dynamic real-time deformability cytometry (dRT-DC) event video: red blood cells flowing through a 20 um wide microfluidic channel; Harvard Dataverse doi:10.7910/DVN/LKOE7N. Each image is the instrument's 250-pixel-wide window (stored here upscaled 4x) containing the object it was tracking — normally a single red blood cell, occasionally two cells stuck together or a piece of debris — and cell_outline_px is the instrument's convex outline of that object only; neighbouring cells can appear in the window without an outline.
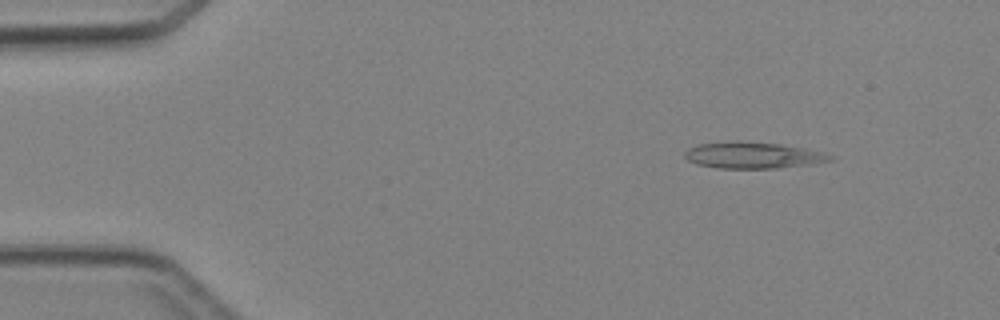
{"species": "Egyptian fruit bat (a non-hibernating species)", "species_latin": "Rousettus aegyptiacus", "temperature_condition": "cold", "stored_images_in_passage": 46, "camera_frame_rate_fps": 3000, "um_per_image_px": 0.085, "animal": {"sex": "female"}, "frame": {"image": 1, "passage_image": 6, "time_ms": 1.667, "image_size_px": [1000, 320], "cell_outline_px": [[836, 160], [808, 164], [776, 168], [720, 168], [696, 164], [688, 160], [684, 156], [684, 152], [688, 148], [696, 144], [728, 140], [740, 140], [780, 144], [804, 148], [824, 152], [836, 156]], "centroid_in_image_um": [63.99, 13.17], "position_along_channel_um": 21.0, "area_um2": 22.72}}
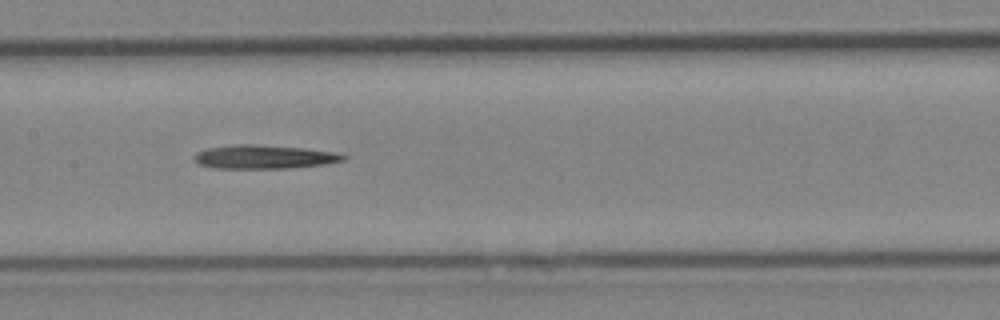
{"frame": {"image": 2, "passage_image": 23, "time_ms": 7.333, "image_size_px": [1000, 320], "cell_outline_px": [[348, 156], [344, 160], [328, 164], [288, 168], [212, 168], [200, 164], [196, 160], [196, 152], [208, 148], [236, 144], [256, 144], [304, 148], [336, 152]], "centroid_in_image_um": [22.51, 13.33], "position_along_channel_um": 184.9, "area_um2": 20.58}}
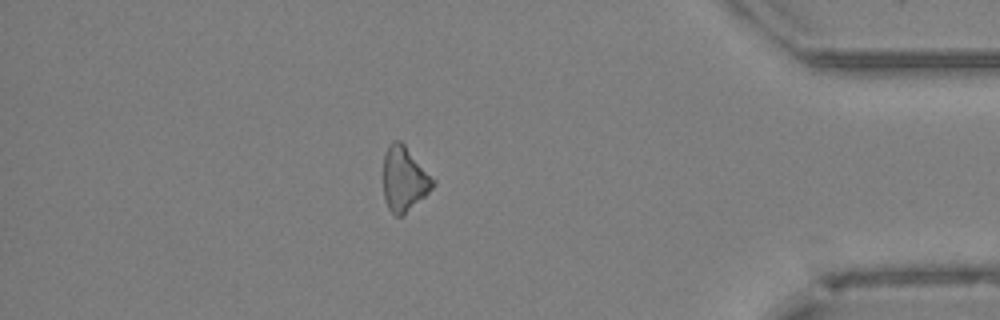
{"frame": {"image": 3, "passage_image": 40, "time_ms": 13.0, "image_size_px": [1000, 320], "cell_outline_px": [[436, 184], [424, 196], [400, 216], [396, 216], [388, 208], [384, 200], [384, 152], [388, 144], [392, 140], [400, 140], [404, 144], [436, 180]], "centroid_in_image_um": [34.35, 15.16], "position_along_channel_um": 400.9, "area_um2": 18.55}}